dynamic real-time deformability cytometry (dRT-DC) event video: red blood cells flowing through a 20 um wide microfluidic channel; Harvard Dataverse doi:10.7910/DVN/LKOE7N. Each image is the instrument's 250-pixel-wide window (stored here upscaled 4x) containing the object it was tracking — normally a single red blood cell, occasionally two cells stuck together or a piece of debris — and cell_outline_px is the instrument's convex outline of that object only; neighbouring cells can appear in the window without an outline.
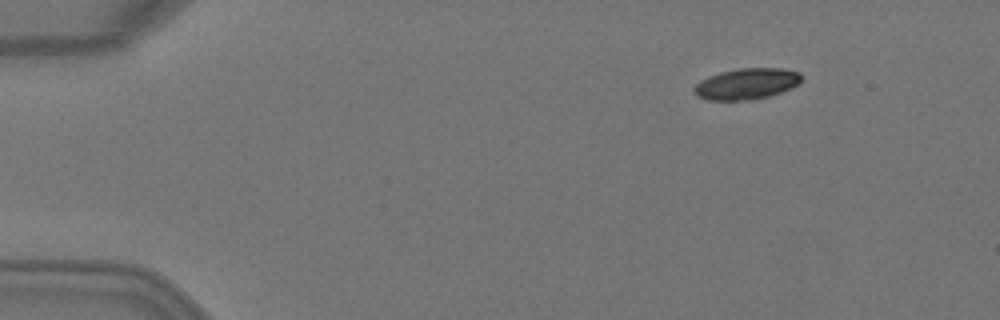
{"species": "Egyptian fruit bat (a non-hibernating species)", "species_latin": "Rousettus aegyptiacus", "temperature_condition": "warm", "stored_images_in_passage": 5, "camera_frame_rate_fps": 3000, "um_per_image_px": 0.085, "animal": {"sex": "female"}, "frame": {"image": 1, "passage_image": 1, "time_ms": 0.0, "image_size_px": [1000, 320], "cell_outline_px": [[800, 80], [792, 88], [768, 96], [752, 100], [708, 100], [696, 96], [692, 92], [692, 88], [700, 80], [708, 76], [720, 72], [740, 68], [780, 68], [800, 72]], "centroid_in_image_um": [63.4, 7.13], "position_along_channel_um": 21.6, "area_um2": 19.48}}
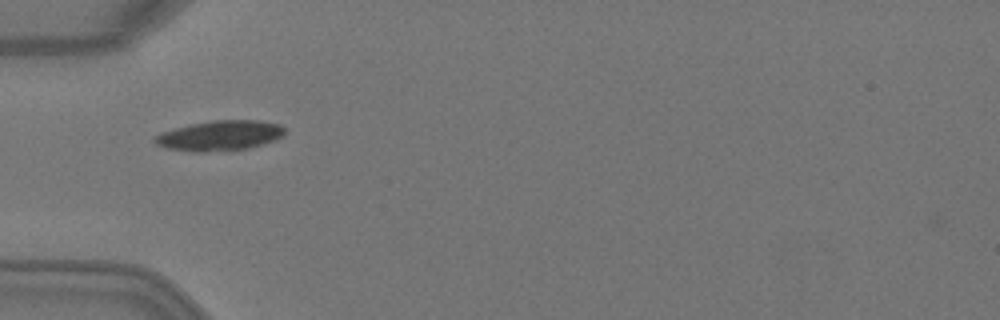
{"frame": {"image": 2, "passage_image": 3, "time_ms": 0.667, "image_size_px": [1000, 320], "cell_outline_px": [[284, 136], [276, 140], [248, 148], [232, 152], [192, 152], [164, 148], [156, 144], [152, 140], [152, 136], [160, 132], [188, 124], [212, 120], [260, 120], [280, 124], [284, 128]], "centroid_in_image_um": [18.64, 11.54], "position_along_channel_um": 66.4, "area_um2": 23.58}}
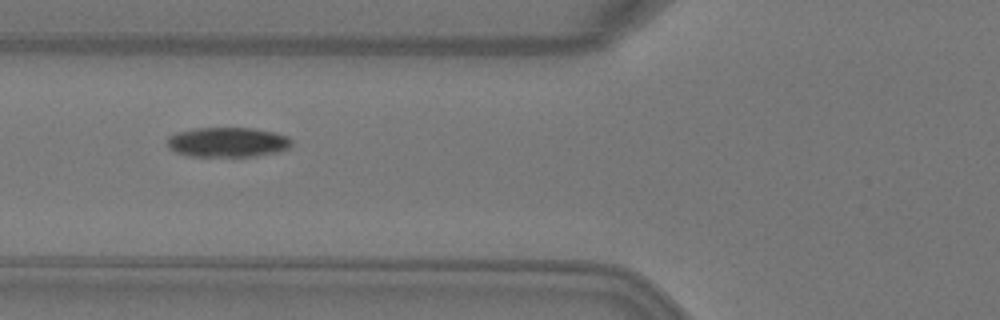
{"frame": {"image": 3, "passage_image": 4, "time_ms": 1.0, "image_size_px": [1000, 320], "cell_outline_px": [[292, 144], [288, 148], [276, 152], [252, 156], [192, 156], [176, 152], [168, 148], [168, 136], [176, 132], [196, 128], [256, 128], [288, 136], [292, 140]], "centroid_in_image_um": [19.34, 12.07], "position_along_channel_um": 106.5, "area_um2": 21.5}}